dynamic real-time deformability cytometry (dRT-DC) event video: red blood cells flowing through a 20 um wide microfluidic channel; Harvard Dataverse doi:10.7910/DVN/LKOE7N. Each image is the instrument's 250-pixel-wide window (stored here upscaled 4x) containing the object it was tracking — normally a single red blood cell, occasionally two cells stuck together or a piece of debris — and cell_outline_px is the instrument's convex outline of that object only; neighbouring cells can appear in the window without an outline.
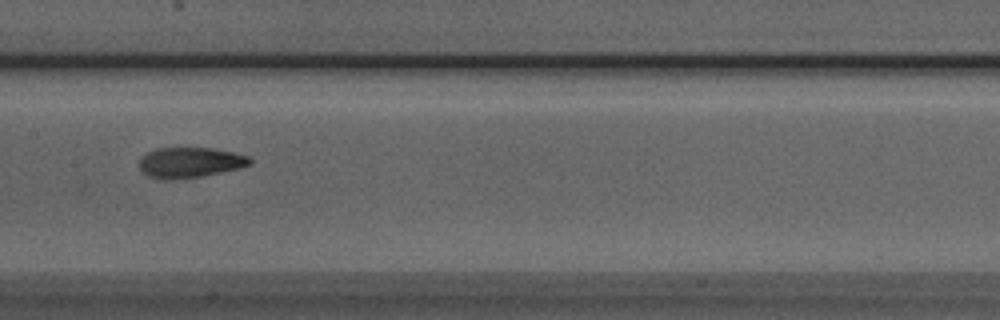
{"species": "Egyptian fruit bat (a non-hibernating species)", "species_latin": "Rousettus aegyptiacus", "temperature_condition": "room temperature", "stored_images_in_passage": 7, "camera_frame_rate_fps": 3000, "um_per_image_px": 0.085, "animal": {"sex": "male"}, "frame": {"image": 1, "passage_image": 7, "time_ms": 6.667, "image_size_px": [1000, 320], "cell_outline_px": [[252, 164], [236, 168], [200, 176], [172, 180], [160, 180], [148, 176], [140, 172], [140, 156], [156, 148], [212, 148], [236, 152], [248, 156], [252, 160]], "centroid_in_image_um": [16.1, 13.81], "position_along_channel_um": 191.3, "area_um2": 19.65}}